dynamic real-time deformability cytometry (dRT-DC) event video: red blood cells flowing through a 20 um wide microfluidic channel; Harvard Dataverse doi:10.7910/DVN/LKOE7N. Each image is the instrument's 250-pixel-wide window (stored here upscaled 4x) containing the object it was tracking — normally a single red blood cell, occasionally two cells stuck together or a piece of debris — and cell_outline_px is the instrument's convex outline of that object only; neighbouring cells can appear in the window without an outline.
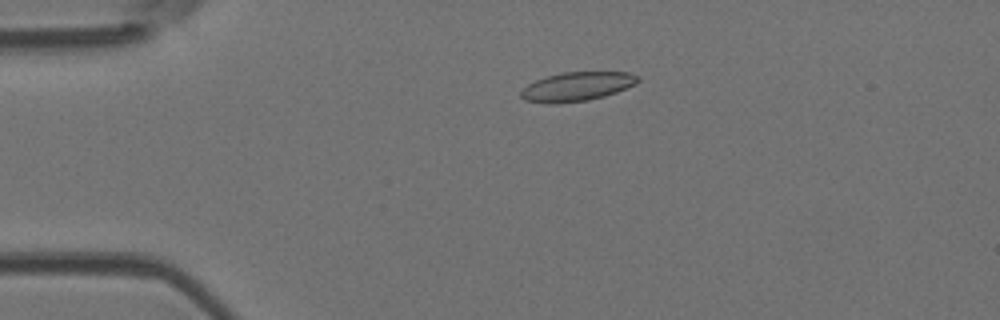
{"species": "Egyptian fruit bat (a non-hibernating species)", "species_latin": "Rousettus aegyptiacus", "temperature_condition": "room temperature", "stored_images_in_passage": 3, "camera_frame_rate_fps": 3000, "um_per_image_px": 0.085, "animal": {"sex": "female"}, "frame": {"image": 1, "passage_image": 3, "time_ms": 3.333, "image_size_px": [1000, 320], "cell_outline_px": [[640, 80], [636, 84], [616, 92], [604, 96], [588, 100], [552, 104], [548, 104], [524, 100], [520, 96], [520, 92], [528, 84], [536, 80], [560, 72], [628, 72], [640, 76]], "centroid_in_image_um": [49.05, 7.35], "position_along_channel_um": 36.0, "area_um2": 19.83}}